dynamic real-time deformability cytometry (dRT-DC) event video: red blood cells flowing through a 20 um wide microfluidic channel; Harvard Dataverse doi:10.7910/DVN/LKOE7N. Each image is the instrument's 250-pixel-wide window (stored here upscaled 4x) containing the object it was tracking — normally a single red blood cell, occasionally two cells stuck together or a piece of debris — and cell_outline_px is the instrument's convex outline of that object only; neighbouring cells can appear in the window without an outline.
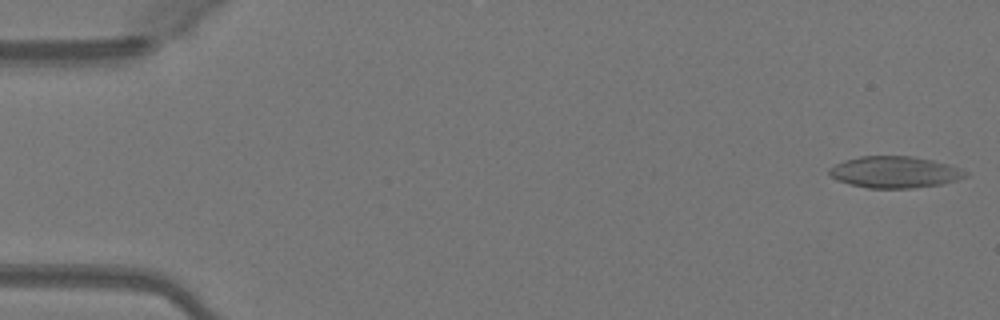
{"species": "Egyptian fruit bat (a non-hibernating species)", "species_latin": "Rousettus aegyptiacus", "temperature_condition": "warm", "stored_images_in_passage": 49, "camera_frame_rate_fps": 3000, "um_per_image_px": 0.085, "animal": {"sex": "female"}, "frame": {"image": 1, "passage_image": 1, "time_ms": 0.0, "image_size_px": [1000, 320], "cell_outline_px": [[968, 176], [944, 184], [912, 188], [868, 188], [836, 180], [828, 172], [828, 168], [844, 160], [860, 156], [912, 156], [932, 160], [948, 164], [960, 168], [968, 172]], "centroid_in_image_um": [76.07, 14.63], "position_along_channel_um": 8.9, "area_um2": 25.09}}
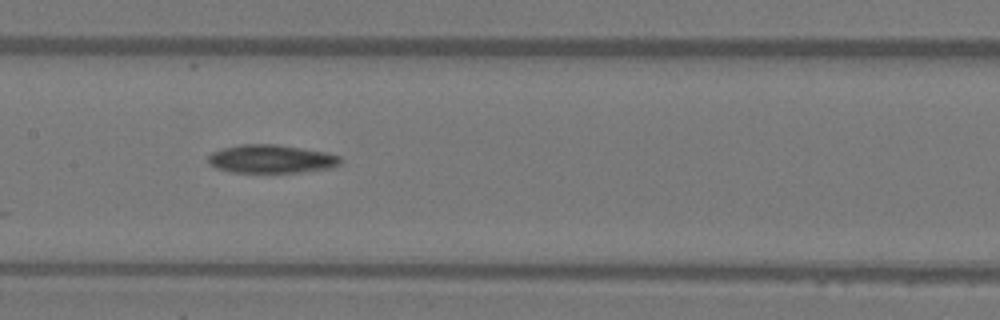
{"frame": {"image": 2, "passage_image": 24, "time_ms": 7.667, "image_size_px": [1000, 320], "cell_outline_px": [[344, 160], [336, 168], [300, 172], [232, 172], [216, 168], [208, 164], [208, 156], [212, 152], [224, 148], [244, 144], [276, 144], [328, 152], [340, 156]], "centroid_in_image_um": [23.13, 13.51], "position_along_channel_um": 184.3, "area_um2": 22.08}}
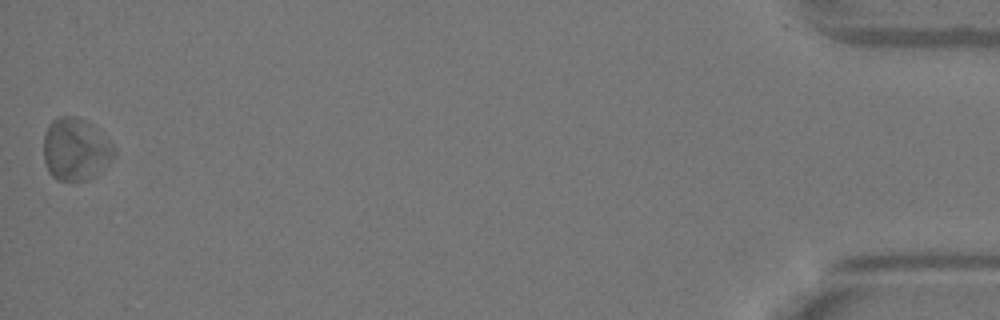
{"frame": {"image": 3, "passage_image": 49, "time_ms": 16.0, "image_size_px": [1000, 320], "cell_outline_px": [[116, 156], [96, 176], [88, 180], [56, 180], [48, 172], [44, 160], [44, 132], [48, 124], [56, 116], [76, 116], [92, 124], [116, 148]], "centroid_in_image_um": [6.43, 12.69], "position_along_channel_um": 428.8, "area_um2": 26.01}, "authors_computed_cell_mechanics": {"area_um2": 22.253, "velocity_mm_per_s": 4.0695, "shape_relaxation_time_tau1_ms": 2.4784, "shape_relaxation_time_tau2_ms": null, "deformation_change_tau1": 0.0806, "deformation_change_tau2": null}}